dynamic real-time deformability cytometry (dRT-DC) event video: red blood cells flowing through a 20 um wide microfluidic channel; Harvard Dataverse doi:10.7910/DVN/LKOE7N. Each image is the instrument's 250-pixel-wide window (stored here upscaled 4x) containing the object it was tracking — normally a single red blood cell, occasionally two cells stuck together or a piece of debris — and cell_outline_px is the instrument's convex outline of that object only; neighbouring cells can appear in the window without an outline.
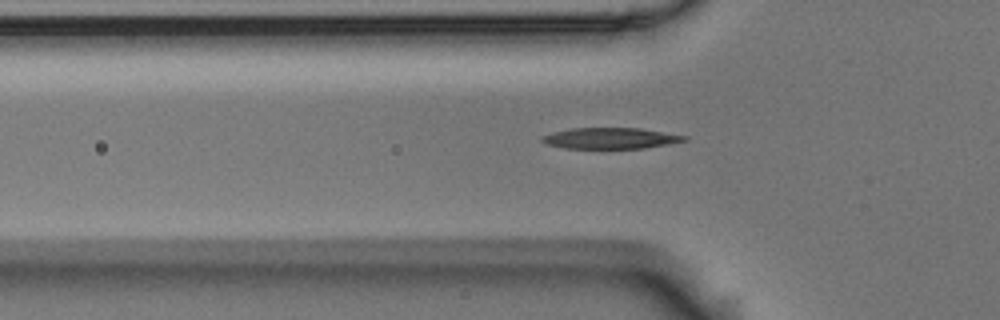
{"species": "Egyptian fruit bat (a non-hibernating species)", "species_latin": "Rousettus aegyptiacus", "temperature_condition": "room temperature", "stored_images_in_passage": 38, "camera_frame_rate_fps": 3000, "um_per_image_px": 0.085, "animal": {"sex": "male"}, "frame": {"image": 1, "passage_image": 7, "time_ms": 2.0, "image_size_px": [1000, 320], "cell_outline_px": [[688, 140], [668, 144], [644, 148], [564, 148], [548, 144], [540, 140], [540, 136], [552, 132], [572, 128], [640, 128], [688, 136]], "centroid_in_image_um": [51.88, 11.74], "position_along_channel_um": 73.9, "area_um2": 17.4}}
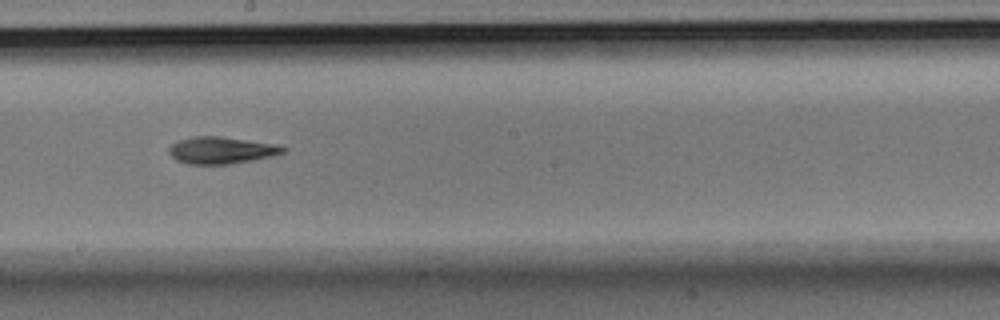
{"frame": {"image": 2, "passage_image": 20, "time_ms": 6.333, "image_size_px": [1000, 320], "cell_outline_px": [[288, 148], [284, 152], [272, 156], [232, 164], [188, 164], [176, 160], [168, 152], [168, 148], [172, 144], [180, 140], [192, 136], [220, 136], [276, 144]], "centroid_in_image_um": [18.81, 12.77], "position_along_channel_um": 229.4, "area_um2": 17.92}}
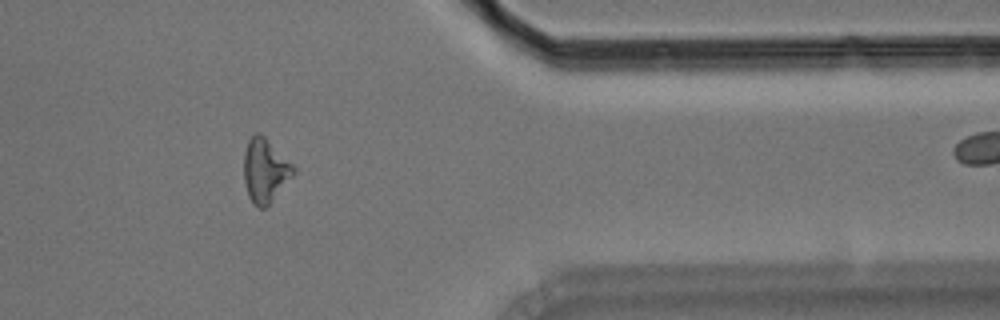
{"frame": {"image": 3, "passage_image": 35, "time_ms": 11.333, "image_size_px": [1000, 320], "cell_outline_px": [[296, 172], [268, 204], [264, 208], [260, 208], [252, 204], [248, 196], [244, 180], [244, 152], [248, 140], [256, 132], [260, 132], [296, 168]], "centroid_in_image_um": [22.51, 14.49], "position_along_channel_um": 388.9, "area_um2": 18.21}}